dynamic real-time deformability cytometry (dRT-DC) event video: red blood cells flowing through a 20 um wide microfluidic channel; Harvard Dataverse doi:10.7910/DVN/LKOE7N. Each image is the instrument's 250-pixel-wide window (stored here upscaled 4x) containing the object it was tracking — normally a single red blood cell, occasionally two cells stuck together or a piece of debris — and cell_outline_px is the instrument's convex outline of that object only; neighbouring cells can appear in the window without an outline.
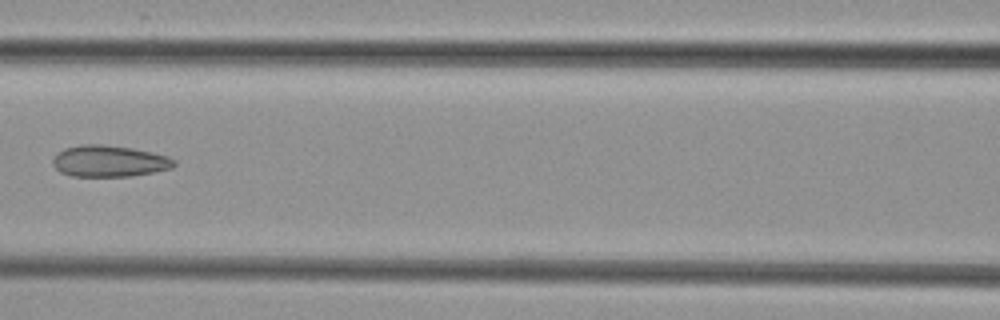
{"species": "common noctule bat (a hibernating species)", "species_latin": "Nyctalus noctula", "temperature_condition": "cold", "stored_images_in_passage": 4, "camera_frame_rate_fps": 3000, "um_per_image_px": 0.085, "animal": {"sex": "female", "body_mass_g": 29.2, "forearm_length_mm": 56.3}, "frame": {"image": 1, "passage_image": 3, "time_ms": 2.333, "image_size_px": [1000, 320], "cell_outline_px": [[176, 164], [172, 168], [132, 176], [72, 176], [60, 172], [52, 164], [52, 160], [64, 148], [80, 144], [104, 144], [132, 148], [152, 152], [168, 156], [176, 160]], "centroid_in_image_um": [9.3, 13.69], "position_along_channel_um": 157.3, "area_um2": 22.25}}
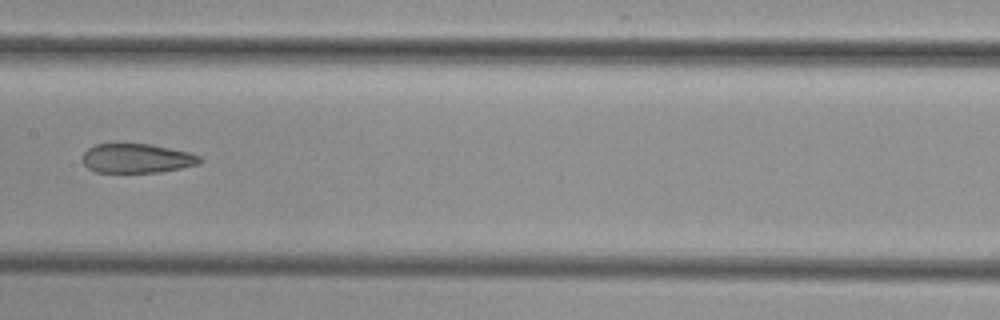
{"frame": {"image": 2, "passage_image": 4, "time_ms": 3.333, "image_size_px": [1000, 320], "cell_outline_px": [[200, 164], [160, 172], [96, 172], [88, 168], [84, 164], [84, 152], [88, 148], [96, 144], [116, 140], [152, 144], [188, 152], [200, 156]], "centroid_in_image_um": [11.58, 13.41], "position_along_channel_um": 195.8, "area_um2": 20.63}}